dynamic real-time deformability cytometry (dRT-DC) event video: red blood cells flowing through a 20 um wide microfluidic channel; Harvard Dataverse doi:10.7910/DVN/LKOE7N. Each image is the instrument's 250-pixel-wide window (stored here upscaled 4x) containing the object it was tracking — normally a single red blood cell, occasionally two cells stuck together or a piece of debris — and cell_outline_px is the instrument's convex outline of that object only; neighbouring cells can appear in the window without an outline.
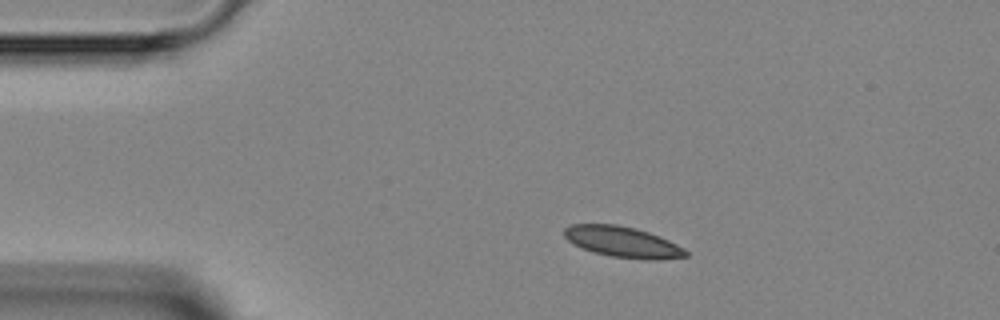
{"species": "Egyptian fruit bat (a non-hibernating species)", "species_latin": "Rousettus aegyptiacus", "temperature_condition": "room temperature", "stored_images_in_passage": 3, "camera_frame_rate_fps": 3000, "um_per_image_px": 0.085, "animal": {"sex": "female"}, "frame": {"image": 1, "passage_image": 1, "time_ms": 0.0, "image_size_px": [1000, 320], "cell_outline_px": [[688, 256], [660, 260], [644, 260], [612, 256], [596, 252], [584, 248], [568, 240], [564, 236], [564, 228], [572, 224], [616, 224], [636, 228], [648, 232], [668, 240], [684, 248], [688, 252]], "centroid_in_image_um": [52.96, 20.56], "position_along_channel_um": 32.0, "area_um2": 21.62}}
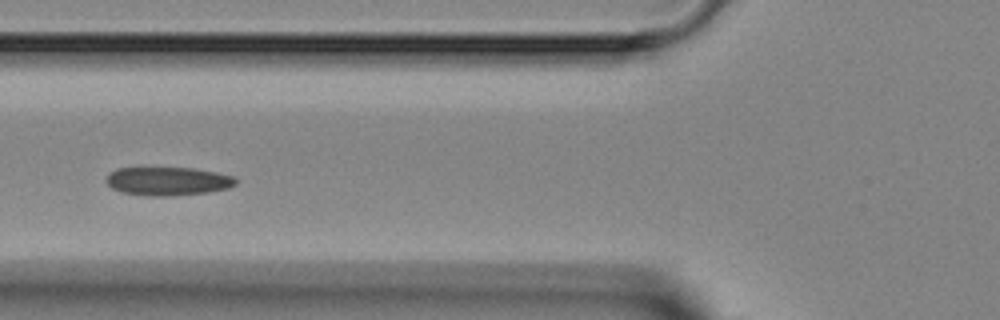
{"frame": {"image": 2, "passage_image": 3, "time_ms": 3.0, "image_size_px": [1000, 320], "cell_outline_px": [[236, 184], [228, 188], [208, 192], [168, 196], [148, 196], [124, 192], [112, 188], [104, 180], [116, 168], [192, 168], [216, 172], [236, 176]], "centroid_in_image_um": [14.29, 15.4], "position_along_channel_um": 111.5, "area_um2": 21.39}}